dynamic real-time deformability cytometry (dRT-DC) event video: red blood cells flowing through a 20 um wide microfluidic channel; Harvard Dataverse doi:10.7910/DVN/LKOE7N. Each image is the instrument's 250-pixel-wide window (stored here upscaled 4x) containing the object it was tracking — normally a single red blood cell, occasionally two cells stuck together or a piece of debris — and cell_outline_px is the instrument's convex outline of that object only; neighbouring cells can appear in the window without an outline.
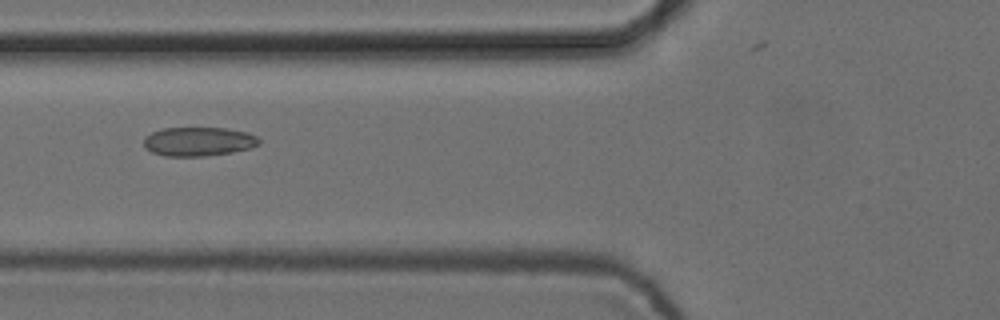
{"species": "common noctule bat (a hibernating species)", "species_latin": "Nyctalus noctula", "temperature_condition": "cold", "stored_images_in_passage": 8, "camera_frame_rate_fps": 3000, "um_per_image_px": 0.085, "animal": {"sex": "female", "body_mass_g": 24.6, "forearm_length_mm": 56.2}, "frame": {"image": 1, "passage_image": 6, "time_ms": 1.667, "image_size_px": [1000, 320], "cell_outline_px": [[260, 144], [252, 148], [232, 152], [208, 156], [164, 156], [152, 152], [144, 148], [144, 136], [152, 132], [164, 128], [224, 128], [248, 132], [256, 136], [260, 140]], "centroid_in_image_um": [16.88, 12.03], "position_along_channel_um": 108.9, "area_um2": 19.65}}
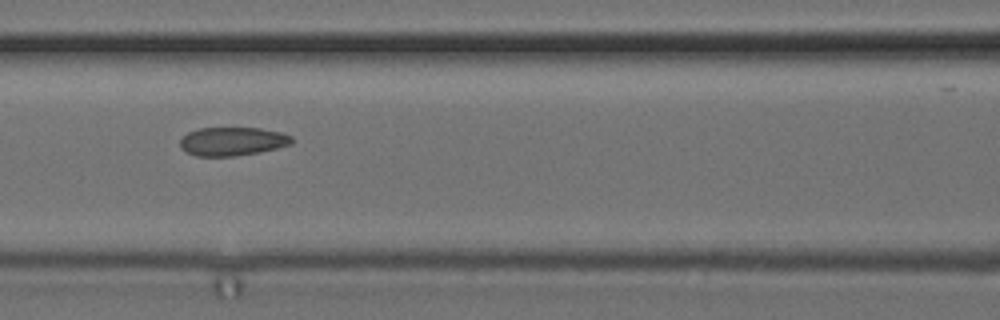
{"frame": {"image": 2, "passage_image": 7, "time_ms": 2.0, "image_size_px": [1000, 320], "cell_outline_px": [[292, 144], [280, 148], [260, 152], [232, 156], [196, 156], [180, 148], [180, 140], [188, 132], [200, 128], [260, 128], [280, 132], [292, 136]], "centroid_in_image_um": [19.78, 12.02], "position_along_channel_um": 146.8, "area_um2": 18.61}}
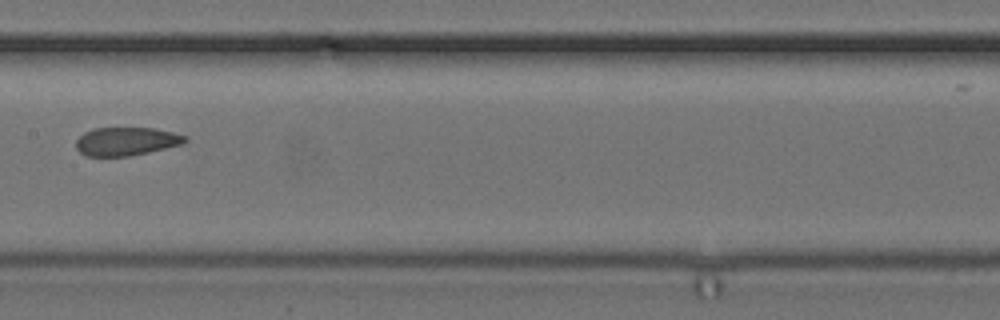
{"frame": {"image": 3, "passage_image": 8, "time_ms": 2.333, "image_size_px": [1000, 320], "cell_outline_px": [[188, 140], [184, 144], [148, 152], [128, 156], [84, 156], [76, 148], [76, 140], [84, 132], [92, 128], [156, 128], [188, 136]], "centroid_in_image_um": [10.74, 12.01], "position_along_channel_um": 196.7, "area_um2": 18.15}}